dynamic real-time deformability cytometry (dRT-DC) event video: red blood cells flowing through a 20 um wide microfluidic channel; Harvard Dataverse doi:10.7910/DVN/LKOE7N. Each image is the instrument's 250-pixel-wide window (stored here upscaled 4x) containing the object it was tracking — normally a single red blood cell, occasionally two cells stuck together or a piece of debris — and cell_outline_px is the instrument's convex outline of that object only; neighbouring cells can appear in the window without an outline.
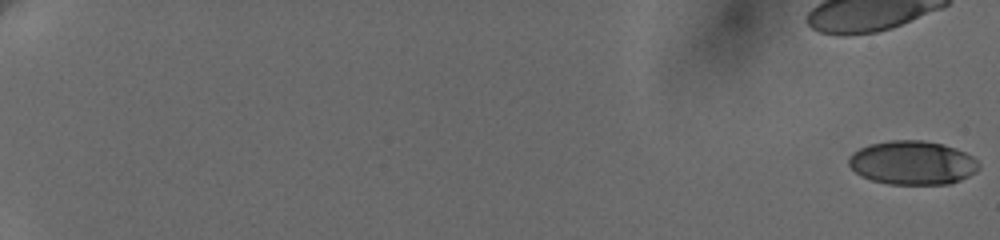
{"species": "human", "species_latin": "Homo sapiens", "temperature_condition": "cold", "stored_images_in_passage": 13, "camera_frame_rate_fps": 3000, "um_per_image_px": 0.085, "donor": {"sex": "female"}, "frame": {"image": 1, "passage_image": 1, "time_ms": 0.0, "image_size_px": [1000, 240], "cell_outline_px": [[980, 168], [976, 172], [960, 180], [948, 184], [888, 184], [872, 180], [860, 176], [848, 164], [848, 156], [852, 152], [868, 144], [892, 140], [924, 140], [956, 148], [972, 156], [980, 164]], "centroid_in_image_um": [77.54, 13.83], "position_along_channel_um": 7.5, "area_um2": 33.35}}
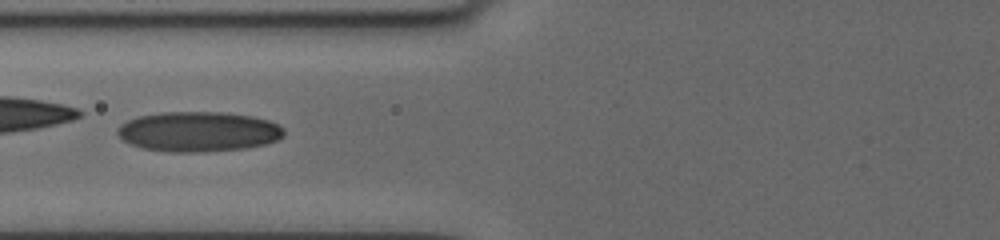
{"frame": {"image": 2, "passage_image": 11, "time_ms": 9.333, "image_size_px": [1000, 240], "cell_outline_px": [[284, 136], [276, 140], [264, 144], [244, 148], [196, 152], [168, 152], [144, 148], [120, 140], [116, 132], [128, 120], [136, 116], [160, 112], [224, 112], [252, 116], [268, 120], [280, 124], [284, 128]], "centroid_in_image_um": [16.87, 11.18], "position_along_channel_um": 108.9, "area_um2": 38.84}}